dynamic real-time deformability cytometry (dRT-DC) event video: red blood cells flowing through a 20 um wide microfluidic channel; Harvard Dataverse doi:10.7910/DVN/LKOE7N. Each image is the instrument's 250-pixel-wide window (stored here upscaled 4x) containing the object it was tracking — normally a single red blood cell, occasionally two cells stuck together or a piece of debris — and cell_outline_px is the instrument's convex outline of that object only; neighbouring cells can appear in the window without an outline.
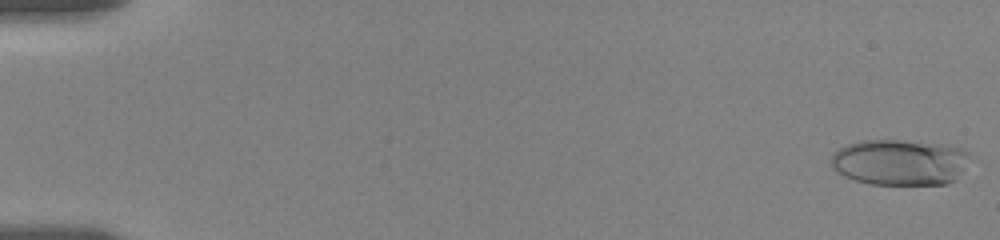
{"species": "human", "species_latin": "Homo sapiens", "temperature_condition": "room temperature", "stored_images_in_passage": 57, "camera_frame_rate_fps": 3000, "um_per_image_px": 0.085, "donor": {"sex": "female"}, "frame": {"image": 1, "passage_image": 1, "time_ms": 0.0, "image_size_px": [1000, 240], "cell_outline_px": [[968, 156], [956, 180], [948, 184], [872, 184], [856, 180], [844, 176], [836, 172], [832, 168], [832, 152], [848, 144], [860, 140], [900, 140], [944, 144], [960, 148], [968, 152]], "centroid_in_image_um": [76.44, 13.78], "position_along_channel_um": 8.6, "area_um2": 36.99}}
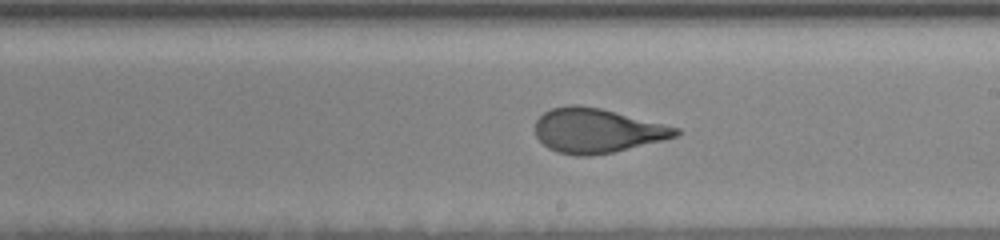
{"frame": {"image": 2, "passage_image": 34, "time_ms": 11.0, "image_size_px": [1000, 240], "cell_outline_px": [[680, 132], [676, 136], [664, 140], [612, 152], [588, 156], [576, 156], [556, 152], [548, 148], [536, 136], [536, 120], [544, 112], [552, 108], [568, 104], [580, 104], [600, 108], [680, 128]], "centroid_in_image_um": [50.72, 11.1], "position_along_channel_um": 238.3, "area_um2": 36.3}}
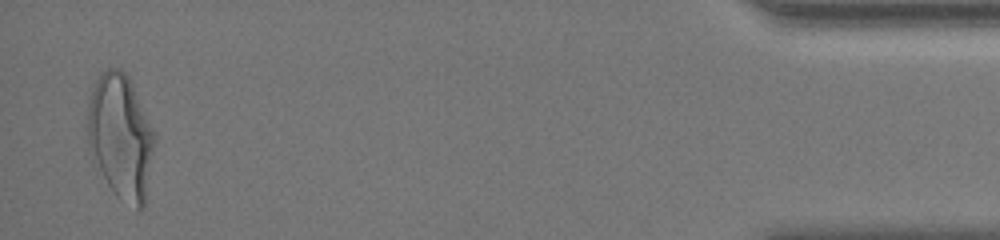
{"frame": {"image": 3, "passage_image": 56, "time_ms": 18.333, "image_size_px": [1000, 240], "cell_outline_px": [[156, 144], [144, 204], [136, 212], [120, 200], [112, 192], [92, 160], [88, 148], [88, 104], [92, 88], [100, 72], [108, 68], [116, 68], [124, 72], [128, 76], [132, 84], [156, 136]], "centroid_in_image_um": [10.25, 11.67], "position_along_channel_um": 424.9, "area_um2": 49.19}, "authors_computed_cell_mechanics": {"area_um2": 36.703, "velocity_mm_per_s": 3.5561, "shape_relaxation_time_tau1_ms": 6.9488, "shape_relaxation_time_tau2_ms": 0.8251, "deformation_change_tau1": 0.2384, "deformation_change_tau2": 0.0877}}